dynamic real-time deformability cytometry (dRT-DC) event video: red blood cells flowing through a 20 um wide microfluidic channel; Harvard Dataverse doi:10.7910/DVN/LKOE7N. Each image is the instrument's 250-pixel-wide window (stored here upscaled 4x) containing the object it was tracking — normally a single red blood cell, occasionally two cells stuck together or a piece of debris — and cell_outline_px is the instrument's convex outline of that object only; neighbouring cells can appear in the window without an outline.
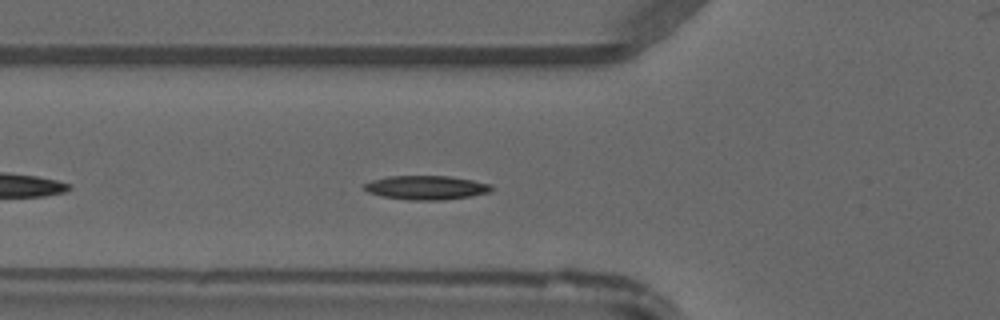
{"species": "common noctule bat (a hibernating species)", "species_latin": "Nyctalus noctula", "temperature_condition": "warm", "stored_images_in_passage": 34, "camera_frame_rate_fps": 3000, "um_per_image_px": 0.085, "animal": {"sex": "male", "forearm_length_mm": 52.5}, "frame": {"image": 1, "passage_image": 7, "time_ms": 2.0, "image_size_px": [1000, 320], "cell_outline_px": [[492, 188], [488, 192], [468, 196], [444, 200], [408, 200], [384, 196], [368, 192], [364, 188], [364, 184], [372, 180], [388, 176], [452, 176], [492, 184]], "centroid_in_image_um": [36.23, 15.94], "position_along_channel_um": 89.6, "area_um2": 17.63}}
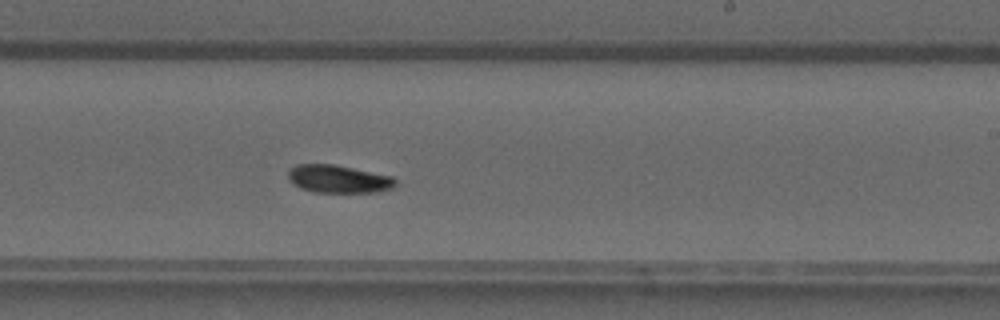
{"frame": {"image": 2, "passage_image": 19, "time_ms": 6.0, "image_size_px": [1000, 320], "cell_outline_px": [[396, 184], [392, 188], [376, 192], [312, 192], [300, 188], [288, 180], [288, 172], [296, 164], [332, 164], [392, 176], [396, 180]], "centroid_in_image_um": [28.75, 15.22], "position_along_channel_um": 260.3, "area_um2": 17.34}}
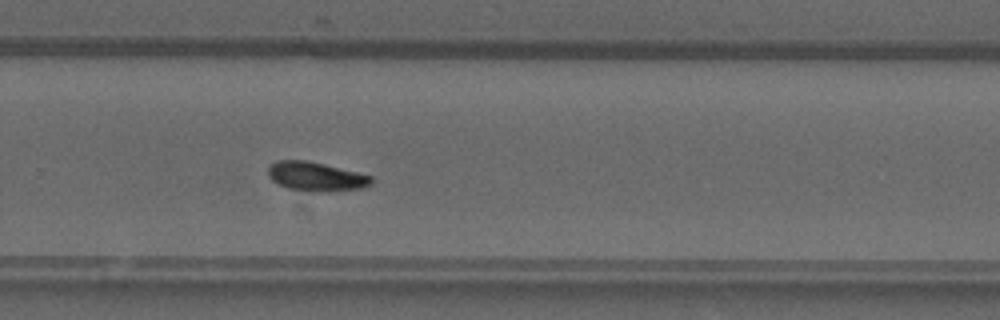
{"frame": {"image": 3, "passage_image": 22, "time_ms": 7.0, "image_size_px": [1000, 320], "cell_outline_px": [[372, 184], [360, 188], [324, 192], [312, 192], [288, 188], [272, 180], [268, 176], [268, 164], [276, 160], [304, 160], [324, 164], [372, 176]], "centroid_in_image_um": [26.81, 15.0], "position_along_channel_um": 303.0, "area_um2": 17.46}}